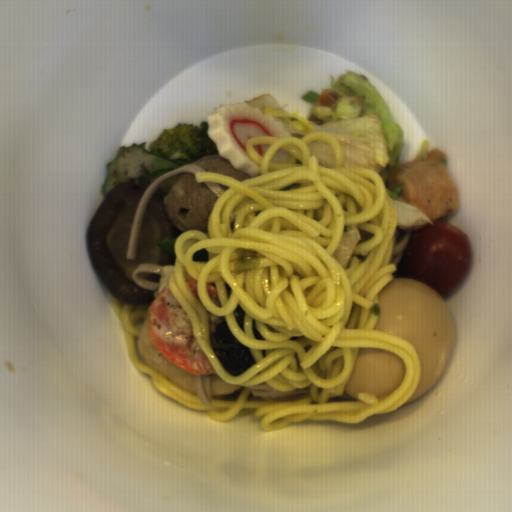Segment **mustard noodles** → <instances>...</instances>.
I'll return each instance as SVG.
<instances>
[{"label": "mustard noodles", "mask_w": 512, "mask_h": 512, "mask_svg": "<svg viewBox=\"0 0 512 512\" xmlns=\"http://www.w3.org/2000/svg\"><path fill=\"white\" fill-rule=\"evenodd\" d=\"M163 267H161L160 265H154V264H150V263H139L133 273H132V277H133V280L136 284V286L138 287H141L143 289H146V290H149V291H155L158 286H159V283H154V282H149V281H145V280H140L139 278V274H144V273H155V274H160L161 275V271H162Z\"/></svg>", "instance_id": "mustard-noodles-3"}, {"label": "mustard noodles", "mask_w": 512, "mask_h": 512, "mask_svg": "<svg viewBox=\"0 0 512 512\" xmlns=\"http://www.w3.org/2000/svg\"><path fill=\"white\" fill-rule=\"evenodd\" d=\"M202 184L210 191V193L217 200L226 191L222 184H217L213 182H202Z\"/></svg>", "instance_id": "mustard-noodles-4"}, {"label": "mustard noodles", "mask_w": 512, "mask_h": 512, "mask_svg": "<svg viewBox=\"0 0 512 512\" xmlns=\"http://www.w3.org/2000/svg\"><path fill=\"white\" fill-rule=\"evenodd\" d=\"M182 173H189L194 176H196V173H206L203 169L198 167L195 164H187L185 166H182L180 168H177L175 170L169 171L167 173L162 174L158 178L152 181V183L149 185L147 190L145 191L141 202L137 208L134 220L132 222L130 233H129V239H128V245H127V251L126 256L127 259H136L137 257V246L139 242L140 232L142 228L143 218L145 214V210L154 194L158 186L161 184L162 181L166 180L167 178L182 174Z\"/></svg>", "instance_id": "mustard-noodles-1"}, {"label": "mustard noodles", "mask_w": 512, "mask_h": 512, "mask_svg": "<svg viewBox=\"0 0 512 512\" xmlns=\"http://www.w3.org/2000/svg\"><path fill=\"white\" fill-rule=\"evenodd\" d=\"M197 398L203 406L212 408L211 374H199L193 376Z\"/></svg>", "instance_id": "mustard-noodles-2"}]
</instances>
